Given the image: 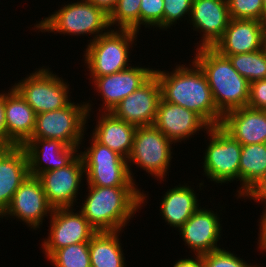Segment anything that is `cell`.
Returning <instances> with one entry per match:
<instances>
[{"mask_svg":"<svg viewBox=\"0 0 266 267\" xmlns=\"http://www.w3.org/2000/svg\"><path fill=\"white\" fill-rule=\"evenodd\" d=\"M177 65L170 73L154 69L161 86V98L197 113L210 127L220 126L223 114L217 109L207 78L194 62Z\"/></svg>","mask_w":266,"mask_h":267,"instance_id":"6da1fadb","label":"cell"},{"mask_svg":"<svg viewBox=\"0 0 266 267\" xmlns=\"http://www.w3.org/2000/svg\"><path fill=\"white\" fill-rule=\"evenodd\" d=\"M80 212L97 231H121L147 203L148 196L138 187H99L88 185Z\"/></svg>","mask_w":266,"mask_h":267,"instance_id":"7a4b0ae2","label":"cell"},{"mask_svg":"<svg viewBox=\"0 0 266 267\" xmlns=\"http://www.w3.org/2000/svg\"><path fill=\"white\" fill-rule=\"evenodd\" d=\"M195 50L193 61L205 74L217 109L224 115L247 106L250 83L233 67L229 58L212 47Z\"/></svg>","mask_w":266,"mask_h":267,"instance_id":"3957f363","label":"cell"},{"mask_svg":"<svg viewBox=\"0 0 266 267\" xmlns=\"http://www.w3.org/2000/svg\"><path fill=\"white\" fill-rule=\"evenodd\" d=\"M62 6L35 24L34 30L37 28L41 32H55L60 35L85 36L87 34L91 37L93 35V39L90 38L91 42L111 29L109 15L88 0H77L73 3L71 1Z\"/></svg>","mask_w":266,"mask_h":267,"instance_id":"277c9868","label":"cell"},{"mask_svg":"<svg viewBox=\"0 0 266 267\" xmlns=\"http://www.w3.org/2000/svg\"><path fill=\"white\" fill-rule=\"evenodd\" d=\"M109 29L86 45L84 62L90 77L114 74L129 68L130 48L137 41V31L129 29Z\"/></svg>","mask_w":266,"mask_h":267,"instance_id":"5b68a950","label":"cell"},{"mask_svg":"<svg viewBox=\"0 0 266 267\" xmlns=\"http://www.w3.org/2000/svg\"><path fill=\"white\" fill-rule=\"evenodd\" d=\"M87 102L75 104L71 101L61 109L37 114L31 138L59 140L80 149L84 131L87 129L85 124L88 123L87 119L92 109V104Z\"/></svg>","mask_w":266,"mask_h":267,"instance_id":"8992f818","label":"cell"},{"mask_svg":"<svg viewBox=\"0 0 266 267\" xmlns=\"http://www.w3.org/2000/svg\"><path fill=\"white\" fill-rule=\"evenodd\" d=\"M91 139V146L79 153L83 160L88 185L137 187L130 175L127 159L98 143L92 136Z\"/></svg>","mask_w":266,"mask_h":267,"instance_id":"52a82bcc","label":"cell"},{"mask_svg":"<svg viewBox=\"0 0 266 267\" xmlns=\"http://www.w3.org/2000/svg\"><path fill=\"white\" fill-rule=\"evenodd\" d=\"M172 144L154 125L137 127L132 151L127 159L132 179L135 181L131 164L137 165L152 177L154 176L153 178L162 181L171 166Z\"/></svg>","mask_w":266,"mask_h":267,"instance_id":"ba28073f","label":"cell"},{"mask_svg":"<svg viewBox=\"0 0 266 267\" xmlns=\"http://www.w3.org/2000/svg\"><path fill=\"white\" fill-rule=\"evenodd\" d=\"M50 71L40 67L13 87L20 93L36 114L61 109L70 100L69 84ZM68 84V85H67Z\"/></svg>","mask_w":266,"mask_h":267,"instance_id":"9c48e42d","label":"cell"},{"mask_svg":"<svg viewBox=\"0 0 266 267\" xmlns=\"http://www.w3.org/2000/svg\"><path fill=\"white\" fill-rule=\"evenodd\" d=\"M206 133L210 138L202 162L204 175L210 181L221 185L234 180L239 181L242 144L220 126L210 127Z\"/></svg>","mask_w":266,"mask_h":267,"instance_id":"30bf717a","label":"cell"},{"mask_svg":"<svg viewBox=\"0 0 266 267\" xmlns=\"http://www.w3.org/2000/svg\"><path fill=\"white\" fill-rule=\"evenodd\" d=\"M73 208H56L50 216V231L42 242L48 259L56 250L71 244L89 242L97 232L80 211Z\"/></svg>","mask_w":266,"mask_h":267,"instance_id":"8fae6325","label":"cell"},{"mask_svg":"<svg viewBox=\"0 0 266 267\" xmlns=\"http://www.w3.org/2000/svg\"><path fill=\"white\" fill-rule=\"evenodd\" d=\"M85 170L82 157L78 154L68 165L41 173V181L48 203L56 208H73L84 180ZM83 176V177H82Z\"/></svg>","mask_w":266,"mask_h":267,"instance_id":"7c38bea8","label":"cell"},{"mask_svg":"<svg viewBox=\"0 0 266 267\" xmlns=\"http://www.w3.org/2000/svg\"><path fill=\"white\" fill-rule=\"evenodd\" d=\"M53 210L47 201L40 179L29 175L14 193L8 208L0 218L13 216L22 220L31 229L37 230L44 218L48 214L52 215Z\"/></svg>","mask_w":266,"mask_h":267,"instance_id":"4fadbf2b","label":"cell"},{"mask_svg":"<svg viewBox=\"0 0 266 267\" xmlns=\"http://www.w3.org/2000/svg\"><path fill=\"white\" fill-rule=\"evenodd\" d=\"M161 99V86L153 74L143 85L125 97L111 113L136 127L154 124L158 104Z\"/></svg>","mask_w":266,"mask_h":267,"instance_id":"5bb4252c","label":"cell"},{"mask_svg":"<svg viewBox=\"0 0 266 267\" xmlns=\"http://www.w3.org/2000/svg\"><path fill=\"white\" fill-rule=\"evenodd\" d=\"M153 74L152 68L135 65L114 74L88 79H92L99 96L102 95L104 108L101 112H111L120 101L143 85Z\"/></svg>","mask_w":266,"mask_h":267,"instance_id":"9a60e30c","label":"cell"},{"mask_svg":"<svg viewBox=\"0 0 266 267\" xmlns=\"http://www.w3.org/2000/svg\"><path fill=\"white\" fill-rule=\"evenodd\" d=\"M189 18L192 29L203 32L198 48L213 47L231 20L227 0H193Z\"/></svg>","mask_w":266,"mask_h":267,"instance_id":"2e32d148","label":"cell"},{"mask_svg":"<svg viewBox=\"0 0 266 267\" xmlns=\"http://www.w3.org/2000/svg\"><path fill=\"white\" fill-rule=\"evenodd\" d=\"M153 125L174 144L188 140L201 129L207 131L210 128L197 113L162 98Z\"/></svg>","mask_w":266,"mask_h":267,"instance_id":"e0dca14e","label":"cell"},{"mask_svg":"<svg viewBox=\"0 0 266 267\" xmlns=\"http://www.w3.org/2000/svg\"><path fill=\"white\" fill-rule=\"evenodd\" d=\"M217 212L200 208L178 229L185 246L193 250L194 255H203L220 249L222 226ZM187 244V245H186Z\"/></svg>","mask_w":266,"mask_h":267,"instance_id":"ac0fdd59","label":"cell"},{"mask_svg":"<svg viewBox=\"0 0 266 267\" xmlns=\"http://www.w3.org/2000/svg\"><path fill=\"white\" fill-rule=\"evenodd\" d=\"M22 147L26 152L29 174L36 177L65 167L79 154L77 147L53 139L30 138Z\"/></svg>","mask_w":266,"mask_h":267,"instance_id":"d6986e66","label":"cell"},{"mask_svg":"<svg viewBox=\"0 0 266 267\" xmlns=\"http://www.w3.org/2000/svg\"><path fill=\"white\" fill-rule=\"evenodd\" d=\"M265 47L264 24L258 20L232 19L222 37L212 47L228 57L240 53H251Z\"/></svg>","mask_w":266,"mask_h":267,"instance_id":"ffe728a7","label":"cell"},{"mask_svg":"<svg viewBox=\"0 0 266 267\" xmlns=\"http://www.w3.org/2000/svg\"><path fill=\"white\" fill-rule=\"evenodd\" d=\"M220 127L242 145L266 143V110L248 106L223 115Z\"/></svg>","mask_w":266,"mask_h":267,"instance_id":"44dd1931","label":"cell"},{"mask_svg":"<svg viewBox=\"0 0 266 267\" xmlns=\"http://www.w3.org/2000/svg\"><path fill=\"white\" fill-rule=\"evenodd\" d=\"M6 92L7 147L22 146L34 132L37 114L13 86Z\"/></svg>","mask_w":266,"mask_h":267,"instance_id":"7402d4cb","label":"cell"},{"mask_svg":"<svg viewBox=\"0 0 266 267\" xmlns=\"http://www.w3.org/2000/svg\"><path fill=\"white\" fill-rule=\"evenodd\" d=\"M29 175L27 156L22 146L0 147V216Z\"/></svg>","mask_w":266,"mask_h":267,"instance_id":"603a6c76","label":"cell"},{"mask_svg":"<svg viewBox=\"0 0 266 267\" xmlns=\"http://www.w3.org/2000/svg\"><path fill=\"white\" fill-rule=\"evenodd\" d=\"M97 120L92 137L98 143L128 159L137 127L115 117L111 112H102Z\"/></svg>","mask_w":266,"mask_h":267,"instance_id":"cb8c5ba5","label":"cell"},{"mask_svg":"<svg viewBox=\"0 0 266 267\" xmlns=\"http://www.w3.org/2000/svg\"><path fill=\"white\" fill-rule=\"evenodd\" d=\"M180 184L167 189L160 202V215L172 228H180L200 207L195 188Z\"/></svg>","mask_w":266,"mask_h":267,"instance_id":"d4e9b609","label":"cell"},{"mask_svg":"<svg viewBox=\"0 0 266 267\" xmlns=\"http://www.w3.org/2000/svg\"><path fill=\"white\" fill-rule=\"evenodd\" d=\"M120 231L96 232L89 241L91 267H125Z\"/></svg>","mask_w":266,"mask_h":267,"instance_id":"484cf974","label":"cell"},{"mask_svg":"<svg viewBox=\"0 0 266 267\" xmlns=\"http://www.w3.org/2000/svg\"><path fill=\"white\" fill-rule=\"evenodd\" d=\"M266 170V143L242 145L238 197L242 198L263 176Z\"/></svg>","mask_w":266,"mask_h":267,"instance_id":"4316f807","label":"cell"},{"mask_svg":"<svg viewBox=\"0 0 266 267\" xmlns=\"http://www.w3.org/2000/svg\"><path fill=\"white\" fill-rule=\"evenodd\" d=\"M228 58L249 83L266 79V46L251 53L229 55Z\"/></svg>","mask_w":266,"mask_h":267,"instance_id":"83f0119b","label":"cell"},{"mask_svg":"<svg viewBox=\"0 0 266 267\" xmlns=\"http://www.w3.org/2000/svg\"><path fill=\"white\" fill-rule=\"evenodd\" d=\"M48 259L54 267H91L89 242L58 249Z\"/></svg>","mask_w":266,"mask_h":267,"instance_id":"f1b7e54d","label":"cell"},{"mask_svg":"<svg viewBox=\"0 0 266 267\" xmlns=\"http://www.w3.org/2000/svg\"><path fill=\"white\" fill-rule=\"evenodd\" d=\"M141 0H118L115 9L109 15L110 27L129 29L139 32Z\"/></svg>","mask_w":266,"mask_h":267,"instance_id":"f546056e","label":"cell"},{"mask_svg":"<svg viewBox=\"0 0 266 267\" xmlns=\"http://www.w3.org/2000/svg\"><path fill=\"white\" fill-rule=\"evenodd\" d=\"M232 19L264 21L265 10L262 0H227Z\"/></svg>","mask_w":266,"mask_h":267,"instance_id":"4dcf8cb0","label":"cell"},{"mask_svg":"<svg viewBox=\"0 0 266 267\" xmlns=\"http://www.w3.org/2000/svg\"><path fill=\"white\" fill-rule=\"evenodd\" d=\"M156 27L164 29V1L163 0H141L140 5V27ZM155 26V27H154Z\"/></svg>","mask_w":266,"mask_h":267,"instance_id":"1f68e13d","label":"cell"},{"mask_svg":"<svg viewBox=\"0 0 266 267\" xmlns=\"http://www.w3.org/2000/svg\"><path fill=\"white\" fill-rule=\"evenodd\" d=\"M203 267H259L222 248L202 255Z\"/></svg>","mask_w":266,"mask_h":267,"instance_id":"d6a6232c","label":"cell"},{"mask_svg":"<svg viewBox=\"0 0 266 267\" xmlns=\"http://www.w3.org/2000/svg\"><path fill=\"white\" fill-rule=\"evenodd\" d=\"M164 29L167 30L186 15L189 17L193 0H163Z\"/></svg>","mask_w":266,"mask_h":267,"instance_id":"836d02e7","label":"cell"},{"mask_svg":"<svg viewBox=\"0 0 266 267\" xmlns=\"http://www.w3.org/2000/svg\"><path fill=\"white\" fill-rule=\"evenodd\" d=\"M248 107L266 110V79L250 83Z\"/></svg>","mask_w":266,"mask_h":267,"instance_id":"e575fe53","label":"cell"},{"mask_svg":"<svg viewBox=\"0 0 266 267\" xmlns=\"http://www.w3.org/2000/svg\"><path fill=\"white\" fill-rule=\"evenodd\" d=\"M243 198H249L250 200H254L256 203L260 202L265 203L263 206H265V210H263V215L261 216V219L259 220V230L266 224V186H253L244 196Z\"/></svg>","mask_w":266,"mask_h":267,"instance_id":"d590c367","label":"cell"},{"mask_svg":"<svg viewBox=\"0 0 266 267\" xmlns=\"http://www.w3.org/2000/svg\"><path fill=\"white\" fill-rule=\"evenodd\" d=\"M0 147H7V128L5 120V90L0 93Z\"/></svg>","mask_w":266,"mask_h":267,"instance_id":"8d00e7d4","label":"cell"},{"mask_svg":"<svg viewBox=\"0 0 266 267\" xmlns=\"http://www.w3.org/2000/svg\"><path fill=\"white\" fill-rule=\"evenodd\" d=\"M173 267H203L202 255L179 259L175 262Z\"/></svg>","mask_w":266,"mask_h":267,"instance_id":"74e56055","label":"cell"},{"mask_svg":"<svg viewBox=\"0 0 266 267\" xmlns=\"http://www.w3.org/2000/svg\"><path fill=\"white\" fill-rule=\"evenodd\" d=\"M96 7L103 9L108 15L115 9L118 0H88Z\"/></svg>","mask_w":266,"mask_h":267,"instance_id":"f35d334b","label":"cell"},{"mask_svg":"<svg viewBox=\"0 0 266 267\" xmlns=\"http://www.w3.org/2000/svg\"><path fill=\"white\" fill-rule=\"evenodd\" d=\"M258 236V248L260 249V251L266 252V224L260 229Z\"/></svg>","mask_w":266,"mask_h":267,"instance_id":"ab89813d","label":"cell"},{"mask_svg":"<svg viewBox=\"0 0 266 267\" xmlns=\"http://www.w3.org/2000/svg\"><path fill=\"white\" fill-rule=\"evenodd\" d=\"M254 186H266V170L261 179Z\"/></svg>","mask_w":266,"mask_h":267,"instance_id":"60d3db41","label":"cell"},{"mask_svg":"<svg viewBox=\"0 0 266 267\" xmlns=\"http://www.w3.org/2000/svg\"><path fill=\"white\" fill-rule=\"evenodd\" d=\"M263 24H264V40H265V46H266V16H265V19L263 21Z\"/></svg>","mask_w":266,"mask_h":267,"instance_id":"b9f144b4","label":"cell"},{"mask_svg":"<svg viewBox=\"0 0 266 267\" xmlns=\"http://www.w3.org/2000/svg\"><path fill=\"white\" fill-rule=\"evenodd\" d=\"M263 5H264V10H265V14H266V0H262Z\"/></svg>","mask_w":266,"mask_h":267,"instance_id":"7bdbcfd3","label":"cell"}]
</instances>
